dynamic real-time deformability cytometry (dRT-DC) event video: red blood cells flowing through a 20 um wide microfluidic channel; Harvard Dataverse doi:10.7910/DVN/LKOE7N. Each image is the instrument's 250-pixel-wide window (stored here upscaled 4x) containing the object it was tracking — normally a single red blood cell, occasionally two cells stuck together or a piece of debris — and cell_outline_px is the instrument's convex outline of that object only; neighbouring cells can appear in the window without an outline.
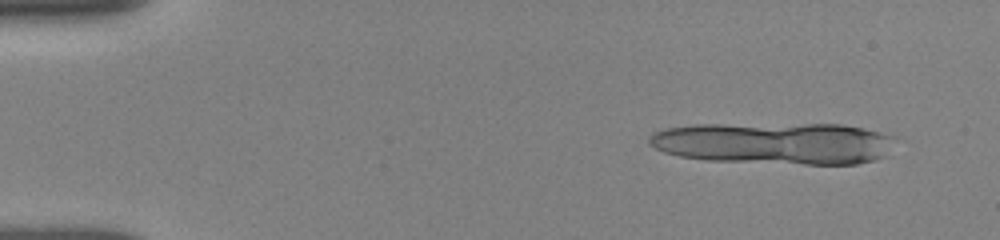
{"species": "human", "species_latin": "Homo sapiens", "temperature_condition": "room temperature", "stored_images_in_passage": 11, "segment_of_instrument_passage": [1, 3], "camera_frame_rate_fps": 3000, "um_per_image_px": 0.085, "donor": {"sex": "female"}, "frame": {"image": 1, "passage_image": 2, "time_ms": 0.667, "image_size_px": [1000, 240], "cell_outline_px": [[892, 136], [884, 156], [876, 160], [856, 164], [804, 164], [708, 160], [680, 156], [664, 152], [648, 144], [648, 136], [652, 132], [668, 128], [696, 124], [840, 124], [864, 128]], "centroid_in_image_um": [65.75, 12.17], "position_along_channel_um": 19.2, "area_um2": 59.88}}